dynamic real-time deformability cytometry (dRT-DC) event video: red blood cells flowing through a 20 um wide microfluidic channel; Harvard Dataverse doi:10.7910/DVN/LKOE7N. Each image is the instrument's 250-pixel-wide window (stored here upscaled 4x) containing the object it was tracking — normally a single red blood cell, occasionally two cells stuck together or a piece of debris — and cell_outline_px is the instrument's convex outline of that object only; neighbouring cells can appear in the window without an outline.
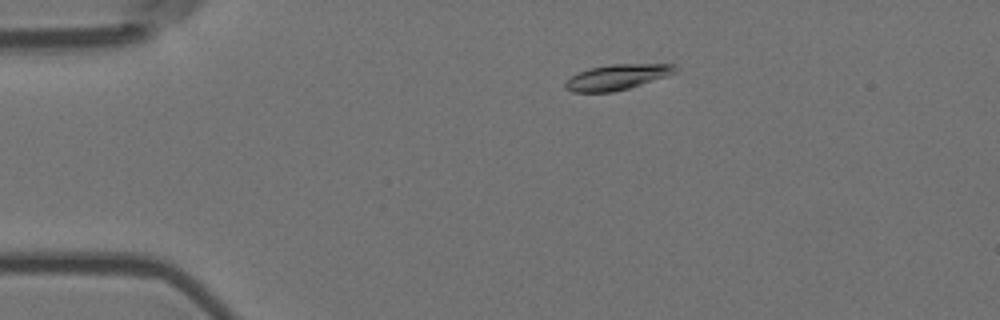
{"species": "Egyptian fruit bat (a non-hibernating species)", "species_latin": "Rousettus aegyptiacus", "temperature_condition": "room temperature", "stored_images_in_passage": 7, "camera_frame_rate_fps": 3000, "um_per_image_px": 0.085, "animal": {"sex": "female"}, "frame": {"image": 1, "passage_image": 3, "time_ms": 0.667, "image_size_px": [1000, 320], "cell_outline_px": [[676, 72], [668, 76], [628, 88], [612, 92], [572, 92], [564, 88], [564, 84], [572, 76], [580, 72], [592, 68], [612, 64], [672, 64], [676, 68]], "centroid_in_image_um": [52.45, 6.56], "position_along_channel_um": 32.5, "area_um2": 16.01}}
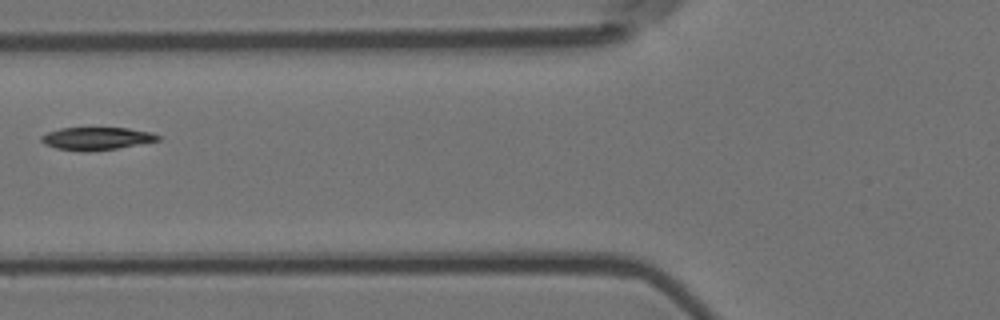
{"frame": {"image": 2, "passage_image": 6, "time_ms": 1.667, "image_size_px": [1000, 320], "cell_outline_px": [[160, 140], [116, 148], [56, 148], [44, 144], [40, 140], [40, 136], [48, 132], [60, 128], [128, 128], [152, 132], [160, 136]], "centroid_in_image_um": [8.23, 11.71], "position_along_channel_um": 117.6, "area_um2": 14.51}}
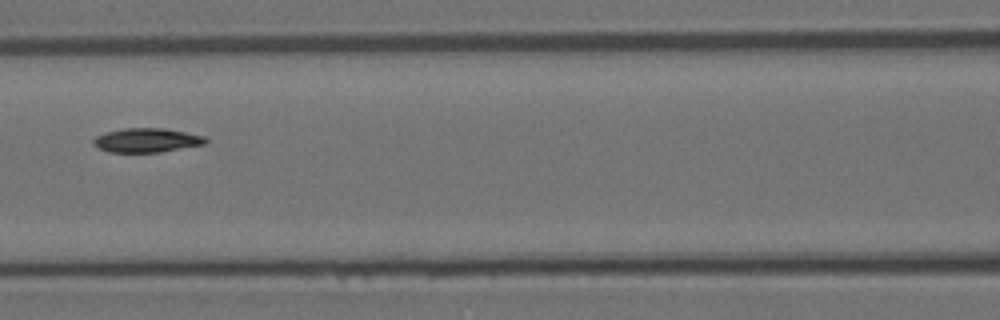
{"frame": {"image": 3, "passage_image": 7, "time_ms": 2.0, "image_size_px": [1000, 320], "cell_outline_px": [[208, 140], [204, 144], [160, 152], [108, 152], [92, 144], [92, 140], [96, 136], [108, 132], [124, 128], [164, 128], [204, 136]], "centroid_in_image_um": [12.45, 11.92], "position_along_channel_um": 154.2, "area_um2": 15.61}}